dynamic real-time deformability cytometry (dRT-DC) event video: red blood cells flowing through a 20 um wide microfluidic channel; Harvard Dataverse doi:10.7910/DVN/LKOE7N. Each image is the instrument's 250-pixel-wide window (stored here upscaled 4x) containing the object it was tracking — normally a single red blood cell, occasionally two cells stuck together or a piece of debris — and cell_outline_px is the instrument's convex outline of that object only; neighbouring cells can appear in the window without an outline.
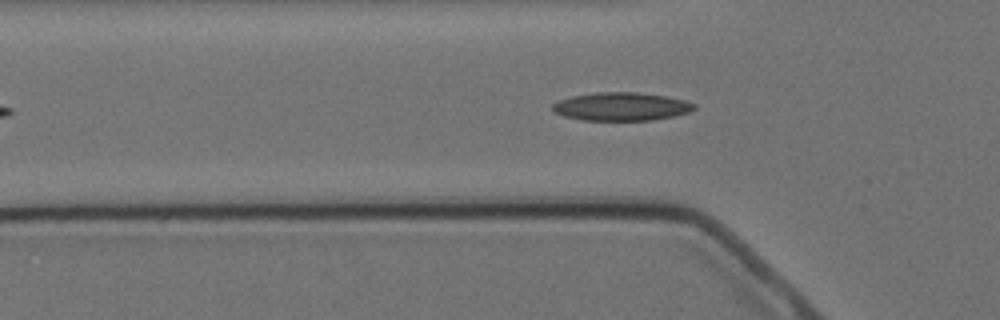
{"species": "Egyptian fruit bat (a non-hibernating species)", "species_latin": "Rousettus aegyptiacus", "temperature_condition": "cold", "stored_images_in_passage": 5, "segment_of_instrument_passage": [2, 2], "camera_frame_rate_fps": 3000, "um_per_image_px": 0.085, "animal": {"sex": "female"}, "frame": {"image": 1, "passage_image": 5, "time_ms": 4.667, "image_size_px": [1000, 320], "cell_outline_px": [[696, 108], [688, 112], [672, 116], [652, 120], [580, 120], [564, 116], [556, 112], [552, 108], [552, 104], [560, 100], [572, 96], [596, 92], [636, 92], [668, 96], [684, 100], [696, 104]], "centroid_in_image_um": [52.82, 9.05], "position_along_channel_um": 73.0, "area_um2": 23.24}}